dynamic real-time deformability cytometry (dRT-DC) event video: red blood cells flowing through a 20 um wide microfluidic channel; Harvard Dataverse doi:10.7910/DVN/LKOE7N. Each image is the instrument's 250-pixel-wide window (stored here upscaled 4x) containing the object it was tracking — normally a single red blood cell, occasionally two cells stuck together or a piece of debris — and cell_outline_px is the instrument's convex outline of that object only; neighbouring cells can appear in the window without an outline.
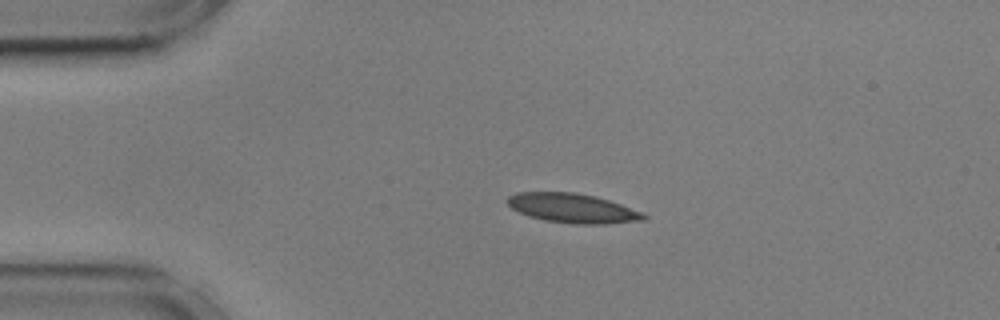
{"species": "common noctule bat (a hibernating species)", "species_latin": "Nyctalus noctula", "temperature_condition": "cold", "stored_images_in_passage": 45, "camera_frame_rate_fps": 3000, "um_per_image_px": 0.085, "animal": {"sex": "male", "body_mass_g": 17.9, "forearm_length_mm": 54.2}, "frame": {"image": 1, "passage_image": 1, "time_ms": 0.0, "image_size_px": [1000, 320], "cell_outline_px": [[648, 220], [608, 224], [576, 224], [544, 220], [528, 216], [512, 208], [508, 204], [508, 196], [516, 192], [572, 192], [596, 196], [620, 204], [640, 212], [648, 216]], "centroid_in_image_um": [48.69, 17.7], "position_along_channel_um": 36.3, "area_um2": 23.29}}
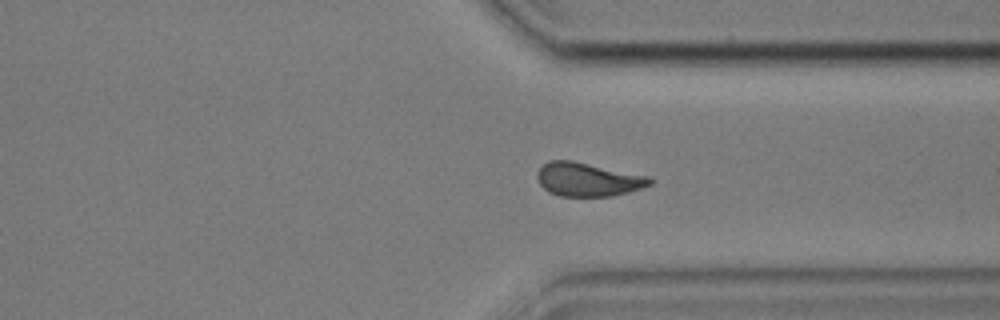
{"frame": {"image": 2, "passage_image": 31, "time_ms": 10.0, "image_size_px": [1000, 320], "cell_outline_px": [[652, 184], [628, 192], [612, 196], [560, 196], [548, 192], [540, 184], [536, 176], [536, 172], [548, 160], [572, 160], [652, 176]], "centroid_in_image_um": [49.98, 15.24], "position_along_channel_um": 361.4, "area_um2": 22.31}}
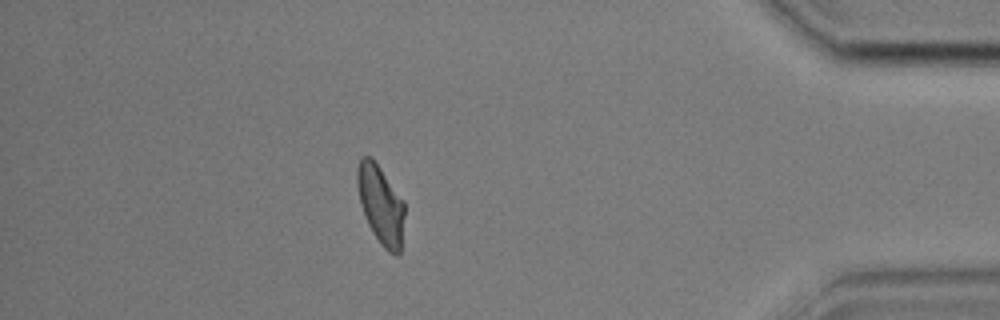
{"frame": {"image": 3, "passage_image": 38, "time_ms": 12.333, "image_size_px": [1000, 320], "cell_outline_px": [[404, 216], [400, 252], [396, 256], [388, 252], [380, 244], [372, 232], [364, 216], [360, 204], [356, 180], [356, 168], [360, 156], [372, 156], [404, 200]], "centroid_in_image_um": [32.34, 17.36], "position_along_channel_um": 402.9, "area_um2": 22.08}, "authors_computed_cell_mechanics": {"area_um2": 22.3686, "velocity_mm_per_s": 3.5876, "shape_relaxation_time_tau1_ms": null, "shape_relaxation_time_tau2_ms": 2.3044, "deformation_change_tau1": null, "deformation_change_tau2": 0.0857}}